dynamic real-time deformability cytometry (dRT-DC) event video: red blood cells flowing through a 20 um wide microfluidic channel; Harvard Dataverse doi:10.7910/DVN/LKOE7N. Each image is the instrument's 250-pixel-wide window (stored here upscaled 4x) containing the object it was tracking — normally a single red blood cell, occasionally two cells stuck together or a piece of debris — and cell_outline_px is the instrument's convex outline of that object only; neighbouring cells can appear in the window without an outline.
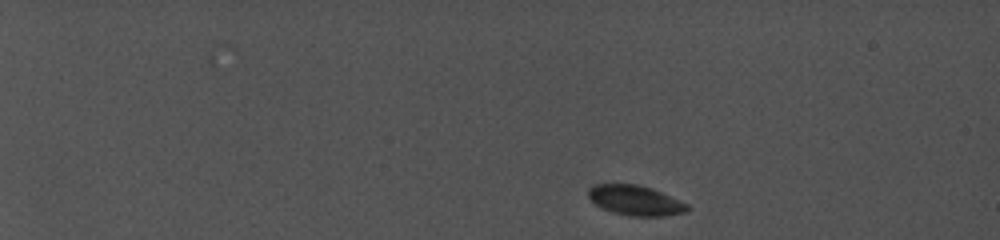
{"species": "common noctule bat (a hibernating species)", "species_latin": "Nyctalus noctula", "temperature_condition": "cold", "stored_images_in_passage": 31, "camera_frame_rate_fps": 5000, "um_per_image_px": 0.085, "animal": {"sex": "female", "body_mass_g": 19.0, "forearm_length_mm": 56.7}, "frame": {"image": 1, "passage_image": 1, "time_ms": 0.0, "image_size_px": [1000, 240], "cell_outline_px": [[692, 208], [688, 212], [664, 216], [628, 216], [612, 212], [600, 208], [588, 196], [588, 188], [592, 184], [636, 184], [652, 188], [688, 204]], "centroid_in_image_um": [54.02, 17.04], "position_along_channel_um": 31.0, "area_um2": 17.51}}
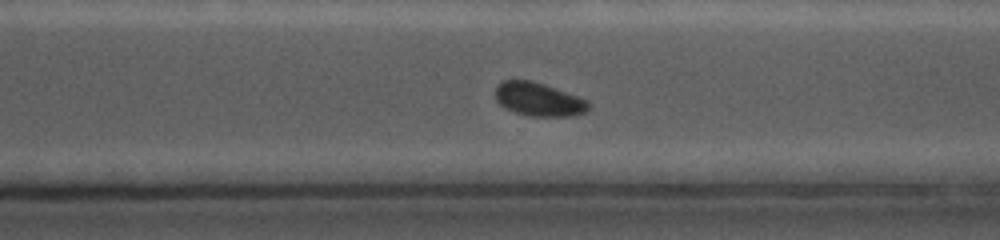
{"frame": {"image": 2, "passage_image": 25, "time_ms": 12.0, "image_size_px": [1000, 240], "cell_outline_px": [[588, 108], [584, 112], [572, 116], [528, 116], [504, 108], [496, 100], [496, 84], [500, 80], [532, 80], [544, 84], [588, 100]], "centroid_in_image_um": [45.74, 8.43], "position_along_channel_um": 324.9, "area_um2": 18.15}}
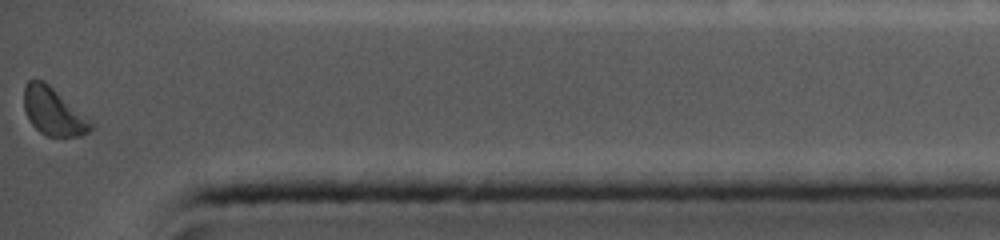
{"frame": {"image": 3, "passage_image": 31, "time_ms": 14.8, "image_size_px": [1000, 240], "cell_outline_px": [[96, 124], [88, 132], [80, 136], [48, 136], [40, 132], [32, 124], [24, 108], [24, 88], [28, 80], [44, 80]], "centroid_in_image_um": [4.56, 9.48], "position_along_channel_um": 430.6, "area_um2": 18.44}, "authors_computed_cell_mechanics": {"area_um2": 18.4382, "velocity_mm_per_s": 3.8663, "shape_relaxation_time_tau1_ms": 1.6063, "shape_relaxation_time_tau2_ms": null, "deformation_change_tau1": 0.0503, "deformation_change_tau2": null}}